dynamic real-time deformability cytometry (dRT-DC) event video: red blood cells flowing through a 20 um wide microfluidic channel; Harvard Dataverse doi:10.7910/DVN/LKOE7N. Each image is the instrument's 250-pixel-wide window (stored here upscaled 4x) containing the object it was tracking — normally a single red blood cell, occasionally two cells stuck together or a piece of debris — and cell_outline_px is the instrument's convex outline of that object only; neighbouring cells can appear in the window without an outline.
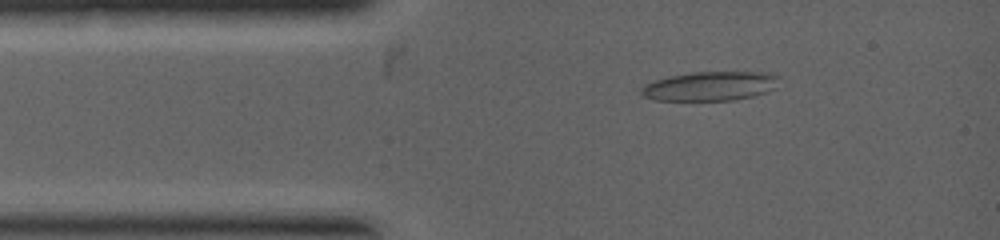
{"species": "common noctule bat (a hibernating species)", "species_latin": "Nyctalus noctula", "temperature_condition": "warm", "stored_images_in_passage": 11, "camera_frame_rate_fps": 5000, "um_per_image_px": 0.085, "animal": {"sex": "female", "body_mass_g": 19.0, "forearm_length_mm": 53.3}, "frame": {"image": 1, "passage_image": 2, "time_ms": 0.6, "image_size_px": [1000, 240], "cell_outline_px": [[780, 76], [776, 88], [752, 96], [736, 100], [656, 100], [640, 96], [640, 88], [644, 84], [652, 80], [692, 72], [768, 72]], "centroid_in_image_um": [60.34, 7.32], "position_along_channel_um": 24.7, "area_um2": 23.64}}
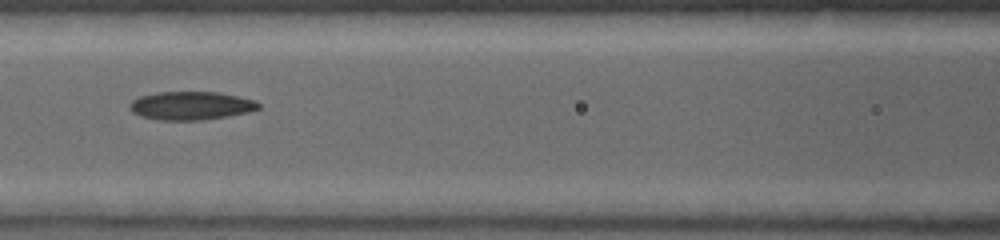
{"frame": {"image": 2, "passage_image": 6, "time_ms": 2.8, "image_size_px": [1000, 240], "cell_outline_px": [[260, 108], [248, 112], [228, 116], [200, 120], [156, 120], [140, 116], [132, 112], [128, 108], [128, 104], [132, 100], [140, 96], [156, 92], [220, 92], [256, 100], [260, 104]], "centroid_in_image_um": [16.21, 8.98], "position_along_channel_um": 150.4, "area_um2": 21.5}}
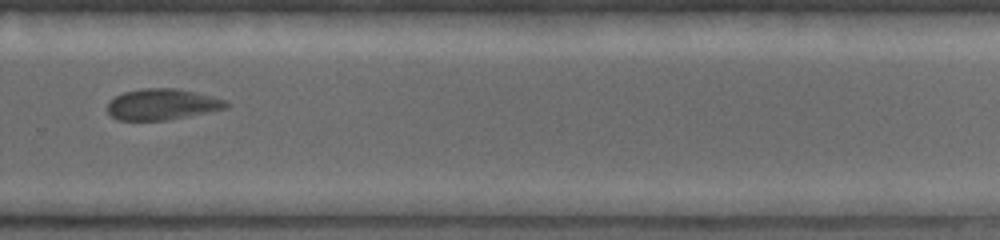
{"frame": {"image": 3, "passage_image": 10, "time_ms": 5.2, "image_size_px": [1000, 240], "cell_outline_px": [[232, 104], [228, 108], [164, 120], [116, 120], [108, 112], [108, 100], [124, 92], [144, 88], [176, 88], [212, 96], [224, 100]], "centroid_in_image_um": [13.77, 8.86], "position_along_channel_um": 316.0, "area_um2": 21.33}}